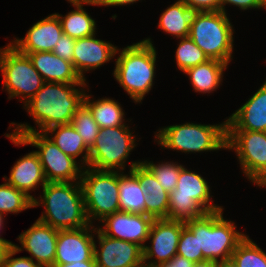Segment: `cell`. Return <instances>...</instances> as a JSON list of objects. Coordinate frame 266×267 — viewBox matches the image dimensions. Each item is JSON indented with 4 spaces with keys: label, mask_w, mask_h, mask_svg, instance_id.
Listing matches in <instances>:
<instances>
[{
    "label": "cell",
    "mask_w": 266,
    "mask_h": 267,
    "mask_svg": "<svg viewBox=\"0 0 266 267\" xmlns=\"http://www.w3.org/2000/svg\"><path fill=\"white\" fill-rule=\"evenodd\" d=\"M76 86L81 89H76ZM85 86L86 83L44 82L24 106L38 124V132L71 123L75 112L83 104L85 91L82 88Z\"/></svg>",
    "instance_id": "1"
},
{
    "label": "cell",
    "mask_w": 266,
    "mask_h": 267,
    "mask_svg": "<svg viewBox=\"0 0 266 267\" xmlns=\"http://www.w3.org/2000/svg\"><path fill=\"white\" fill-rule=\"evenodd\" d=\"M43 196L33 199V207L42 206L39 221L57 230L79 229L90 225L80 182H47Z\"/></svg>",
    "instance_id": "2"
},
{
    "label": "cell",
    "mask_w": 266,
    "mask_h": 267,
    "mask_svg": "<svg viewBox=\"0 0 266 267\" xmlns=\"http://www.w3.org/2000/svg\"><path fill=\"white\" fill-rule=\"evenodd\" d=\"M156 50L150 38L122 49L115 63L114 77L136 103H140L155 78Z\"/></svg>",
    "instance_id": "3"
},
{
    "label": "cell",
    "mask_w": 266,
    "mask_h": 267,
    "mask_svg": "<svg viewBox=\"0 0 266 267\" xmlns=\"http://www.w3.org/2000/svg\"><path fill=\"white\" fill-rule=\"evenodd\" d=\"M35 127L17 124L13 133L6 134L15 145H32L47 182H80L84 167L78 166L76 160L66 155L44 132H38ZM78 180V181H77Z\"/></svg>",
    "instance_id": "4"
},
{
    "label": "cell",
    "mask_w": 266,
    "mask_h": 267,
    "mask_svg": "<svg viewBox=\"0 0 266 267\" xmlns=\"http://www.w3.org/2000/svg\"><path fill=\"white\" fill-rule=\"evenodd\" d=\"M185 225L197 236L198 253L203 254V260L219 262L230 259L237 245L246 237L235 229L234 222L223 218V209L186 221Z\"/></svg>",
    "instance_id": "5"
},
{
    "label": "cell",
    "mask_w": 266,
    "mask_h": 267,
    "mask_svg": "<svg viewBox=\"0 0 266 267\" xmlns=\"http://www.w3.org/2000/svg\"><path fill=\"white\" fill-rule=\"evenodd\" d=\"M210 194L207 181L183 167L176 188L169 193L167 219L186 222L223 209L212 203Z\"/></svg>",
    "instance_id": "6"
},
{
    "label": "cell",
    "mask_w": 266,
    "mask_h": 267,
    "mask_svg": "<svg viewBox=\"0 0 266 267\" xmlns=\"http://www.w3.org/2000/svg\"><path fill=\"white\" fill-rule=\"evenodd\" d=\"M155 137L158 144L173 151L195 153L226 149L227 121L216 125L184 123L167 126L159 129Z\"/></svg>",
    "instance_id": "7"
},
{
    "label": "cell",
    "mask_w": 266,
    "mask_h": 267,
    "mask_svg": "<svg viewBox=\"0 0 266 267\" xmlns=\"http://www.w3.org/2000/svg\"><path fill=\"white\" fill-rule=\"evenodd\" d=\"M233 25L222 11L194 12L189 37L209 59L228 64L232 60Z\"/></svg>",
    "instance_id": "8"
},
{
    "label": "cell",
    "mask_w": 266,
    "mask_h": 267,
    "mask_svg": "<svg viewBox=\"0 0 266 267\" xmlns=\"http://www.w3.org/2000/svg\"><path fill=\"white\" fill-rule=\"evenodd\" d=\"M80 185L91 225L93 219L102 221L106 216L120 211L118 171H99L85 167Z\"/></svg>",
    "instance_id": "9"
},
{
    "label": "cell",
    "mask_w": 266,
    "mask_h": 267,
    "mask_svg": "<svg viewBox=\"0 0 266 267\" xmlns=\"http://www.w3.org/2000/svg\"><path fill=\"white\" fill-rule=\"evenodd\" d=\"M0 70L8 98L22 97L24 105L44 84L42 76L34 68L28 55L19 52L11 44L0 48Z\"/></svg>",
    "instance_id": "10"
},
{
    "label": "cell",
    "mask_w": 266,
    "mask_h": 267,
    "mask_svg": "<svg viewBox=\"0 0 266 267\" xmlns=\"http://www.w3.org/2000/svg\"><path fill=\"white\" fill-rule=\"evenodd\" d=\"M135 140L128 125L100 128L89 149L88 167L99 171L125 170L128 156L136 146Z\"/></svg>",
    "instance_id": "11"
},
{
    "label": "cell",
    "mask_w": 266,
    "mask_h": 267,
    "mask_svg": "<svg viewBox=\"0 0 266 267\" xmlns=\"http://www.w3.org/2000/svg\"><path fill=\"white\" fill-rule=\"evenodd\" d=\"M235 150L244 175L258 186L266 181V132L227 130L226 150Z\"/></svg>",
    "instance_id": "12"
},
{
    "label": "cell",
    "mask_w": 266,
    "mask_h": 267,
    "mask_svg": "<svg viewBox=\"0 0 266 267\" xmlns=\"http://www.w3.org/2000/svg\"><path fill=\"white\" fill-rule=\"evenodd\" d=\"M184 225L185 222L183 221L153 220L148 236V239L151 240L149 241L151 245H146L143 248L144 267H157L176 255L179 237Z\"/></svg>",
    "instance_id": "13"
},
{
    "label": "cell",
    "mask_w": 266,
    "mask_h": 267,
    "mask_svg": "<svg viewBox=\"0 0 266 267\" xmlns=\"http://www.w3.org/2000/svg\"><path fill=\"white\" fill-rule=\"evenodd\" d=\"M93 233H97L100 245V249H97L96 241L94 242L93 256L97 267H144L141 246L108 237L98 228Z\"/></svg>",
    "instance_id": "14"
},
{
    "label": "cell",
    "mask_w": 266,
    "mask_h": 267,
    "mask_svg": "<svg viewBox=\"0 0 266 267\" xmlns=\"http://www.w3.org/2000/svg\"><path fill=\"white\" fill-rule=\"evenodd\" d=\"M92 231L95 228L91 224L79 229L58 230L54 265L95 261Z\"/></svg>",
    "instance_id": "15"
},
{
    "label": "cell",
    "mask_w": 266,
    "mask_h": 267,
    "mask_svg": "<svg viewBox=\"0 0 266 267\" xmlns=\"http://www.w3.org/2000/svg\"><path fill=\"white\" fill-rule=\"evenodd\" d=\"M153 220L152 217L145 214L119 211L100 221L104 223V228L98 227V229L108 237L132 242L144 248Z\"/></svg>",
    "instance_id": "16"
},
{
    "label": "cell",
    "mask_w": 266,
    "mask_h": 267,
    "mask_svg": "<svg viewBox=\"0 0 266 267\" xmlns=\"http://www.w3.org/2000/svg\"><path fill=\"white\" fill-rule=\"evenodd\" d=\"M58 230L38 219L26 231L18 236L21 247L14 245L18 252L25 249L32 260L43 267H53L56 256Z\"/></svg>",
    "instance_id": "17"
},
{
    "label": "cell",
    "mask_w": 266,
    "mask_h": 267,
    "mask_svg": "<svg viewBox=\"0 0 266 267\" xmlns=\"http://www.w3.org/2000/svg\"><path fill=\"white\" fill-rule=\"evenodd\" d=\"M120 49L113 44L95 39V34L75 40L73 51V67L83 81L85 71L97 69L104 63L112 60Z\"/></svg>",
    "instance_id": "18"
},
{
    "label": "cell",
    "mask_w": 266,
    "mask_h": 267,
    "mask_svg": "<svg viewBox=\"0 0 266 267\" xmlns=\"http://www.w3.org/2000/svg\"><path fill=\"white\" fill-rule=\"evenodd\" d=\"M63 33L60 19L55 13L35 23L27 31L25 38H15L10 44L26 55L33 52H52Z\"/></svg>",
    "instance_id": "19"
},
{
    "label": "cell",
    "mask_w": 266,
    "mask_h": 267,
    "mask_svg": "<svg viewBox=\"0 0 266 267\" xmlns=\"http://www.w3.org/2000/svg\"><path fill=\"white\" fill-rule=\"evenodd\" d=\"M227 121V130L266 132V81Z\"/></svg>",
    "instance_id": "20"
},
{
    "label": "cell",
    "mask_w": 266,
    "mask_h": 267,
    "mask_svg": "<svg viewBox=\"0 0 266 267\" xmlns=\"http://www.w3.org/2000/svg\"><path fill=\"white\" fill-rule=\"evenodd\" d=\"M145 192L146 215L153 219H167L169 208V193L156 180L153 173L140 161L130 164Z\"/></svg>",
    "instance_id": "21"
},
{
    "label": "cell",
    "mask_w": 266,
    "mask_h": 267,
    "mask_svg": "<svg viewBox=\"0 0 266 267\" xmlns=\"http://www.w3.org/2000/svg\"><path fill=\"white\" fill-rule=\"evenodd\" d=\"M34 68L40 73L44 82H61L66 84L86 83L75 71L72 62L58 57L50 51L28 53Z\"/></svg>",
    "instance_id": "22"
},
{
    "label": "cell",
    "mask_w": 266,
    "mask_h": 267,
    "mask_svg": "<svg viewBox=\"0 0 266 267\" xmlns=\"http://www.w3.org/2000/svg\"><path fill=\"white\" fill-rule=\"evenodd\" d=\"M3 180L16 189L25 192L32 199L35 197L30 195L29 191L36 190L39 184L42 185V188L47 184L42 165L35 151L18 159L10 171V177H5Z\"/></svg>",
    "instance_id": "23"
},
{
    "label": "cell",
    "mask_w": 266,
    "mask_h": 267,
    "mask_svg": "<svg viewBox=\"0 0 266 267\" xmlns=\"http://www.w3.org/2000/svg\"><path fill=\"white\" fill-rule=\"evenodd\" d=\"M118 170L119 206L121 212L145 214V192L137 176L129 171V175Z\"/></svg>",
    "instance_id": "24"
},
{
    "label": "cell",
    "mask_w": 266,
    "mask_h": 267,
    "mask_svg": "<svg viewBox=\"0 0 266 267\" xmlns=\"http://www.w3.org/2000/svg\"><path fill=\"white\" fill-rule=\"evenodd\" d=\"M46 135H53L49 137L60 150H62L66 155L73 157L75 160L78 156H80L83 152L84 155L81 158L82 166L85 168L88 167L89 162V148L85 145L82 137L76 131L71 123L56 125L53 126L46 131H44Z\"/></svg>",
    "instance_id": "25"
},
{
    "label": "cell",
    "mask_w": 266,
    "mask_h": 267,
    "mask_svg": "<svg viewBox=\"0 0 266 267\" xmlns=\"http://www.w3.org/2000/svg\"><path fill=\"white\" fill-rule=\"evenodd\" d=\"M228 64L215 59L187 69L184 73L189 75L191 85L195 92L212 93L222 82L223 71ZM212 91V92H211Z\"/></svg>",
    "instance_id": "26"
},
{
    "label": "cell",
    "mask_w": 266,
    "mask_h": 267,
    "mask_svg": "<svg viewBox=\"0 0 266 267\" xmlns=\"http://www.w3.org/2000/svg\"><path fill=\"white\" fill-rule=\"evenodd\" d=\"M75 6L76 10L69 12L64 17L61 14H57L60 19L62 30L64 34L74 38H85L96 34V22L95 20L84 10L83 4L99 5L98 2H69Z\"/></svg>",
    "instance_id": "27"
},
{
    "label": "cell",
    "mask_w": 266,
    "mask_h": 267,
    "mask_svg": "<svg viewBox=\"0 0 266 267\" xmlns=\"http://www.w3.org/2000/svg\"><path fill=\"white\" fill-rule=\"evenodd\" d=\"M193 14V10L178 0L161 14L158 27L177 39L189 37Z\"/></svg>",
    "instance_id": "28"
},
{
    "label": "cell",
    "mask_w": 266,
    "mask_h": 267,
    "mask_svg": "<svg viewBox=\"0 0 266 267\" xmlns=\"http://www.w3.org/2000/svg\"><path fill=\"white\" fill-rule=\"evenodd\" d=\"M91 95L85 93L83 104L90 110L100 128L125 125V114L117 101L102 98L91 102Z\"/></svg>",
    "instance_id": "29"
},
{
    "label": "cell",
    "mask_w": 266,
    "mask_h": 267,
    "mask_svg": "<svg viewBox=\"0 0 266 267\" xmlns=\"http://www.w3.org/2000/svg\"><path fill=\"white\" fill-rule=\"evenodd\" d=\"M33 208V199L7 182L0 185V213H19Z\"/></svg>",
    "instance_id": "30"
},
{
    "label": "cell",
    "mask_w": 266,
    "mask_h": 267,
    "mask_svg": "<svg viewBox=\"0 0 266 267\" xmlns=\"http://www.w3.org/2000/svg\"><path fill=\"white\" fill-rule=\"evenodd\" d=\"M231 258L239 267H266V253L247 235L237 245Z\"/></svg>",
    "instance_id": "31"
},
{
    "label": "cell",
    "mask_w": 266,
    "mask_h": 267,
    "mask_svg": "<svg viewBox=\"0 0 266 267\" xmlns=\"http://www.w3.org/2000/svg\"><path fill=\"white\" fill-rule=\"evenodd\" d=\"M175 55L177 67L182 72L209 60L204 51L190 37L180 38Z\"/></svg>",
    "instance_id": "32"
},
{
    "label": "cell",
    "mask_w": 266,
    "mask_h": 267,
    "mask_svg": "<svg viewBox=\"0 0 266 267\" xmlns=\"http://www.w3.org/2000/svg\"><path fill=\"white\" fill-rule=\"evenodd\" d=\"M71 124L80 134L85 145L90 149L95 142L100 127L84 104L75 112Z\"/></svg>",
    "instance_id": "33"
},
{
    "label": "cell",
    "mask_w": 266,
    "mask_h": 267,
    "mask_svg": "<svg viewBox=\"0 0 266 267\" xmlns=\"http://www.w3.org/2000/svg\"><path fill=\"white\" fill-rule=\"evenodd\" d=\"M141 162L153 173L165 191L171 193L176 188L180 170L184 167L183 165L173 162H162L156 165L147 160Z\"/></svg>",
    "instance_id": "34"
},
{
    "label": "cell",
    "mask_w": 266,
    "mask_h": 267,
    "mask_svg": "<svg viewBox=\"0 0 266 267\" xmlns=\"http://www.w3.org/2000/svg\"><path fill=\"white\" fill-rule=\"evenodd\" d=\"M176 254L194 263L203 260V254L198 253L197 236L186 225L182 228Z\"/></svg>",
    "instance_id": "35"
},
{
    "label": "cell",
    "mask_w": 266,
    "mask_h": 267,
    "mask_svg": "<svg viewBox=\"0 0 266 267\" xmlns=\"http://www.w3.org/2000/svg\"><path fill=\"white\" fill-rule=\"evenodd\" d=\"M75 40L76 39L63 33L61 37L58 39L57 44L52 52L56 54L58 57H61L62 59L67 60L69 62H72L73 64V51H74Z\"/></svg>",
    "instance_id": "36"
},
{
    "label": "cell",
    "mask_w": 266,
    "mask_h": 267,
    "mask_svg": "<svg viewBox=\"0 0 266 267\" xmlns=\"http://www.w3.org/2000/svg\"><path fill=\"white\" fill-rule=\"evenodd\" d=\"M18 250L13 246L6 255L2 267H43L29 257L13 258Z\"/></svg>",
    "instance_id": "37"
},
{
    "label": "cell",
    "mask_w": 266,
    "mask_h": 267,
    "mask_svg": "<svg viewBox=\"0 0 266 267\" xmlns=\"http://www.w3.org/2000/svg\"><path fill=\"white\" fill-rule=\"evenodd\" d=\"M231 4L241 10L266 8V0H220V11L226 13L225 5Z\"/></svg>",
    "instance_id": "38"
},
{
    "label": "cell",
    "mask_w": 266,
    "mask_h": 267,
    "mask_svg": "<svg viewBox=\"0 0 266 267\" xmlns=\"http://www.w3.org/2000/svg\"><path fill=\"white\" fill-rule=\"evenodd\" d=\"M194 12L220 11V0H182Z\"/></svg>",
    "instance_id": "39"
},
{
    "label": "cell",
    "mask_w": 266,
    "mask_h": 267,
    "mask_svg": "<svg viewBox=\"0 0 266 267\" xmlns=\"http://www.w3.org/2000/svg\"><path fill=\"white\" fill-rule=\"evenodd\" d=\"M193 264L194 262L176 254L170 260L159 264L157 267H192Z\"/></svg>",
    "instance_id": "40"
},
{
    "label": "cell",
    "mask_w": 266,
    "mask_h": 267,
    "mask_svg": "<svg viewBox=\"0 0 266 267\" xmlns=\"http://www.w3.org/2000/svg\"><path fill=\"white\" fill-rule=\"evenodd\" d=\"M15 244L6 239H0V267L3 266V262L6 258L7 253Z\"/></svg>",
    "instance_id": "41"
},
{
    "label": "cell",
    "mask_w": 266,
    "mask_h": 267,
    "mask_svg": "<svg viewBox=\"0 0 266 267\" xmlns=\"http://www.w3.org/2000/svg\"><path fill=\"white\" fill-rule=\"evenodd\" d=\"M139 0H100L98 3L101 6H122L127 4H133Z\"/></svg>",
    "instance_id": "42"
},
{
    "label": "cell",
    "mask_w": 266,
    "mask_h": 267,
    "mask_svg": "<svg viewBox=\"0 0 266 267\" xmlns=\"http://www.w3.org/2000/svg\"><path fill=\"white\" fill-rule=\"evenodd\" d=\"M53 267H97V265L95 261H83L63 265H54Z\"/></svg>",
    "instance_id": "43"
},
{
    "label": "cell",
    "mask_w": 266,
    "mask_h": 267,
    "mask_svg": "<svg viewBox=\"0 0 266 267\" xmlns=\"http://www.w3.org/2000/svg\"><path fill=\"white\" fill-rule=\"evenodd\" d=\"M192 267H217V262L212 260H202L195 262Z\"/></svg>",
    "instance_id": "44"
},
{
    "label": "cell",
    "mask_w": 266,
    "mask_h": 267,
    "mask_svg": "<svg viewBox=\"0 0 266 267\" xmlns=\"http://www.w3.org/2000/svg\"><path fill=\"white\" fill-rule=\"evenodd\" d=\"M217 267H239V266L232 258H230L217 262Z\"/></svg>",
    "instance_id": "45"
},
{
    "label": "cell",
    "mask_w": 266,
    "mask_h": 267,
    "mask_svg": "<svg viewBox=\"0 0 266 267\" xmlns=\"http://www.w3.org/2000/svg\"><path fill=\"white\" fill-rule=\"evenodd\" d=\"M3 217H4V214L0 213V230H2V227H3V219H4ZM0 239H4V238L0 237Z\"/></svg>",
    "instance_id": "46"
},
{
    "label": "cell",
    "mask_w": 266,
    "mask_h": 267,
    "mask_svg": "<svg viewBox=\"0 0 266 267\" xmlns=\"http://www.w3.org/2000/svg\"><path fill=\"white\" fill-rule=\"evenodd\" d=\"M69 2H76V1H83V2H89V0H68Z\"/></svg>",
    "instance_id": "47"
},
{
    "label": "cell",
    "mask_w": 266,
    "mask_h": 267,
    "mask_svg": "<svg viewBox=\"0 0 266 267\" xmlns=\"http://www.w3.org/2000/svg\"><path fill=\"white\" fill-rule=\"evenodd\" d=\"M93 1L99 2L100 0H89V2H93Z\"/></svg>",
    "instance_id": "48"
},
{
    "label": "cell",
    "mask_w": 266,
    "mask_h": 267,
    "mask_svg": "<svg viewBox=\"0 0 266 267\" xmlns=\"http://www.w3.org/2000/svg\"><path fill=\"white\" fill-rule=\"evenodd\" d=\"M266 186V181L261 185V187Z\"/></svg>",
    "instance_id": "49"
}]
</instances>
